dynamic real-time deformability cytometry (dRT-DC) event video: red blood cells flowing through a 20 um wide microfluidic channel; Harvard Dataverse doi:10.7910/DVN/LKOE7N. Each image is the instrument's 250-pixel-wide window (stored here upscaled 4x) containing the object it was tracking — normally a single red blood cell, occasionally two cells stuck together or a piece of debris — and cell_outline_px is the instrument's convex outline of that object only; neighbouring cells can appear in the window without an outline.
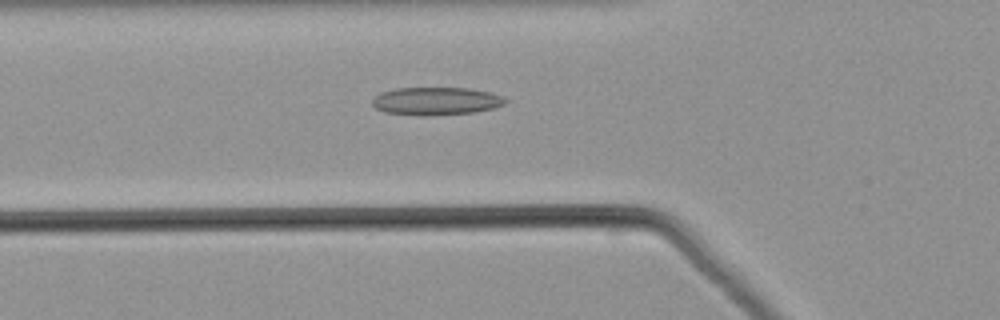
{"species": "common noctule bat (a hibernating species)", "species_latin": "Nyctalus noctula", "temperature_condition": "warm", "stored_images_in_passage": 43, "camera_frame_rate_fps": 3000, "um_per_image_px": 0.085, "animal": {"sex": "male", "body_mass_g": 21.5, "forearm_length_mm": 52.0}, "frame": {"image": 1, "passage_image": 10, "time_ms": 3.0, "image_size_px": [1000, 320], "cell_outline_px": [[508, 100], [504, 104], [492, 108], [472, 112], [384, 112], [376, 108], [372, 104], [372, 100], [380, 92], [396, 88], [468, 88], [488, 92], [504, 96]], "centroid_in_image_um": [37.1, 8.52], "position_along_channel_um": 88.7, "area_um2": 20.23}}
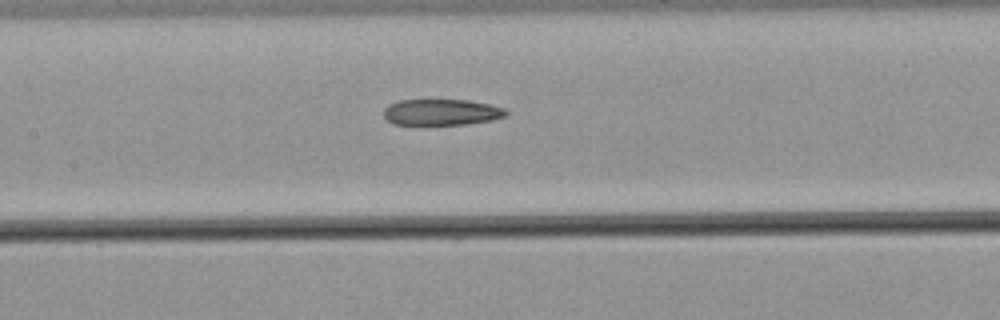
{"frame": {"image": 2, "passage_image": 16, "time_ms": 5.0, "image_size_px": [1000, 320], "cell_outline_px": [[508, 112], [504, 116], [492, 120], [468, 124], [396, 124], [388, 120], [384, 116], [384, 108], [388, 104], [400, 100], [468, 100], [488, 104], [504, 108]], "centroid_in_image_um": [37.52, 9.53], "position_along_channel_um": 169.9, "area_um2": 18.44}}
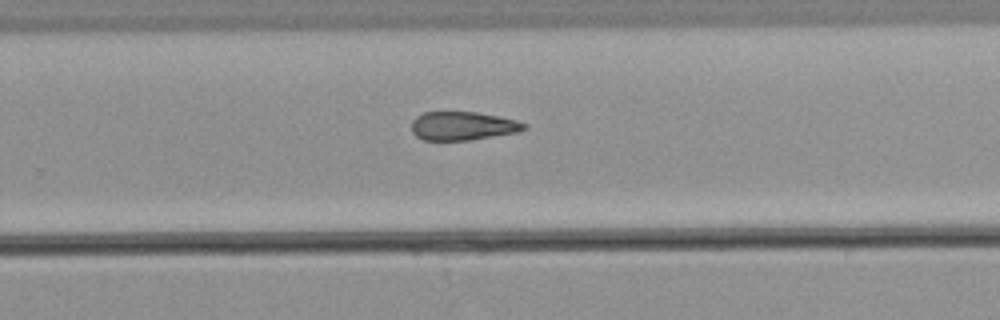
{"frame": {"image": 3, "passage_image": 25, "time_ms": 8.0, "image_size_px": [1000, 320], "cell_outline_px": [[528, 128], [516, 132], [468, 140], [424, 140], [416, 136], [412, 132], [412, 120], [416, 116], [424, 112], [476, 112], [500, 116], [516, 120], [528, 124]], "centroid_in_image_um": [39.33, 10.69], "position_along_channel_um": 290.5, "area_um2": 18.73}}